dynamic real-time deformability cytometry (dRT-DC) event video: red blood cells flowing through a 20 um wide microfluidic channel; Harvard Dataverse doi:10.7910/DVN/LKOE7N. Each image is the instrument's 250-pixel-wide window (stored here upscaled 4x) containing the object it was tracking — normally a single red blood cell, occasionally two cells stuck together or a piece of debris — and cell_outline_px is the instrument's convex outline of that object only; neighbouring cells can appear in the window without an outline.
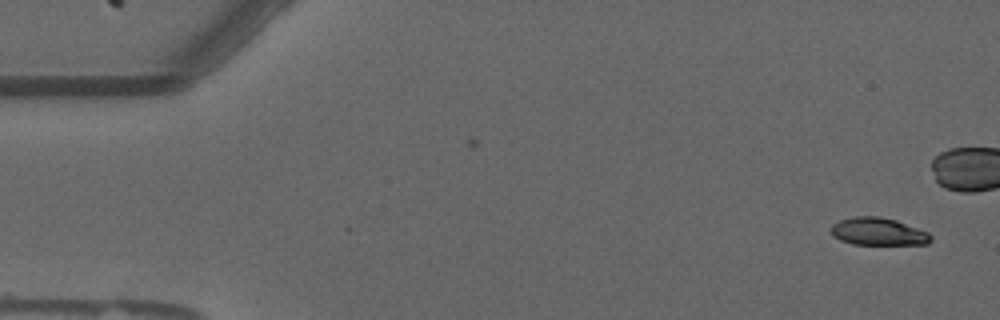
{"species": "common noctule bat (a hibernating species)", "species_latin": "Nyctalus noctula", "temperature_condition": "warm", "stored_images_in_passage": 42, "camera_frame_rate_fps": 3000, "um_per_image_px": 0.085, "animal": {"sex": "male", "forearm_length_mm": 52.5}, "frame": {"image": 1, "passage_image": 1, "time_ms": 0.0, "image_size_px": [1000, 320], "cell_outline_px": [[932, 240], [928, 244], [852, 244], [840, 240], [832, 236], [832, 224], [840, 220], [856, 216], [880, 216], [896, 220], [928, 232], [932, 236]], "centroid_in_image_um": [74.66, 19.68], "position_along_channel_um": 10.3, "area_um2": 16.01}}
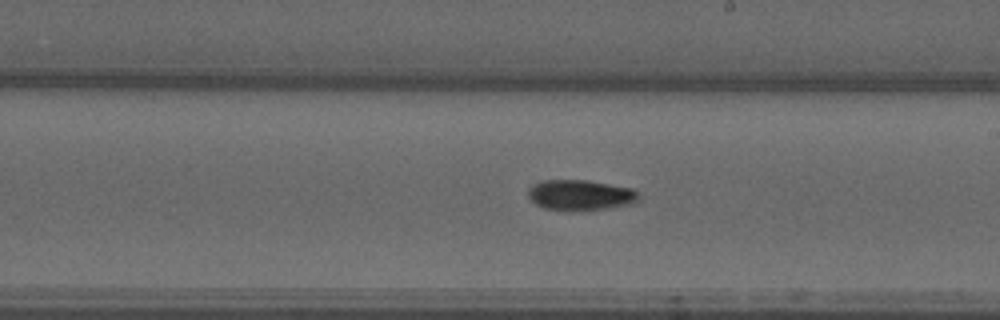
{"frame": {"image": 2, "passage_image": 30, "time_ms": 9.667, "image_size_px": [1000, 320], "cell_outline_px": [[640, 196], [636, 204], [608, 208], [544, 208], [536, 204], [528, 196], [528, 188], [532, 184], [544, 180], [588, 180], [632, 188]], "centroid_in_image_um": [49.37, 16.54], "position_along_channel_um": 239.6, "area_um2": 19.13}}
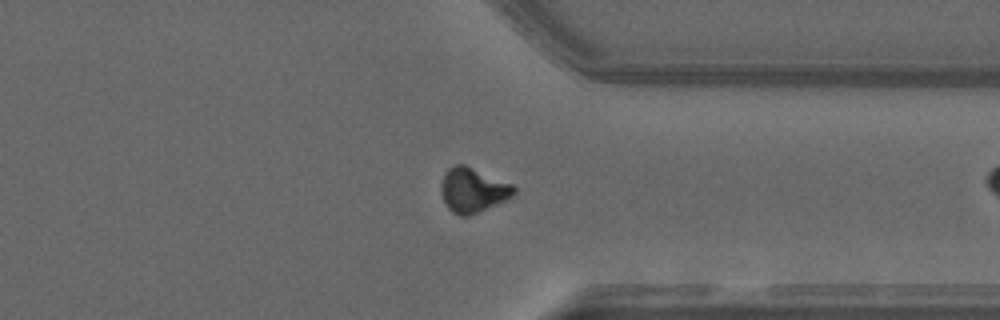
{"frame": {"image": 3, "passage_image": 41, "time_ms": 13.333, "image_size_px": [1000, 320], "cell_outline_px": [[516, 192], [512, 196], [504, 200], [468, 216], [460, 216], [452, 212], [448, 208], [444, 200], [440, 188], [444, 172], [452, 164], [464, 164], [512, 184], [516, 188]], "centroid_in_image_um": [40.16, 16.14], "position_along_channel_um": 371.2, "area_um2": 18.73}}